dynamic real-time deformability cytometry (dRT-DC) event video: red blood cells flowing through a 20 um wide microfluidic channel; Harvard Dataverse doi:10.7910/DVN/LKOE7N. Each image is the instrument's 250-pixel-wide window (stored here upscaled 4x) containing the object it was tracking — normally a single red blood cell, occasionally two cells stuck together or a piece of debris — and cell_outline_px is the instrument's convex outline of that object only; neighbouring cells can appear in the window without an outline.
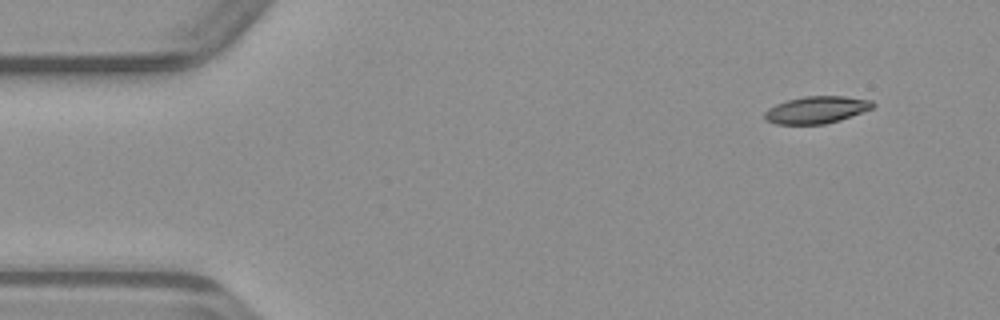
{"species": "common noctule bat (a hibernating species)", "species_latin": "Nyctalus noctula", "temperature_condition": "warm", "stored_images_in_passage": 46, "camera_frame_rate_fps": 3000, "um_per_image_px": 0.085, "animal": {"sex": "male", "body_mass_g": 23.1, "forearm_length_mm": 52.7}, "frame": {"image": 1, "passage_image": 1, "time_ms": 0.0, "image_size_px": [1000, 320], "cell_outline_px": [[876, 104], [872, 108], [840, 120], [824, 124], [776, 124], [764, 120], [764, 112], [768, 108], [776, 104], [788, 100], [804, 96], [844, 96], [872, 100]], "centroid_in_image_um": [69.38, 9.33], "position_along_channel_um": 15.6, "area_um2": 17.11}}
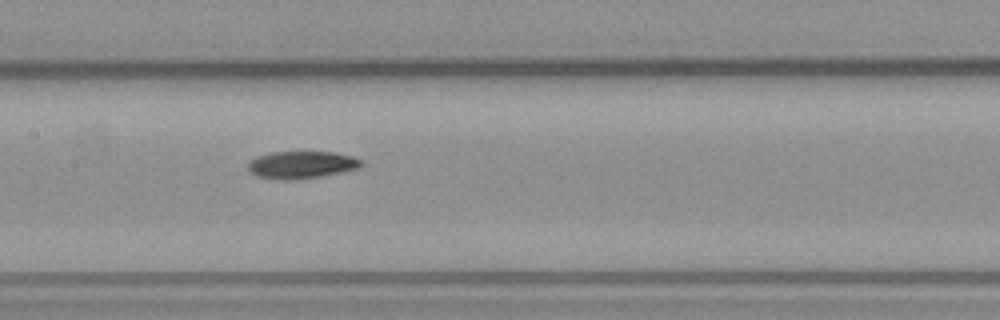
{"frame": {"image": 2, "passage_image": 20, "time_ms": 6.333, "image_size_px": [1000, 320], "cell_outline_px": [[364, 164], [356, 168], [340, 172], [320, 176], [292, 180], [284, 180], [260, 176], [252, 172], [248, 168], [248, 164], [256, 156], [272, 152], [336, 152], [352, 156], [360, 160]], "centroid_in_image_um": [25.64, 13.99], "position_along_channel_um": 181.8, "area_um2": 17.69}}
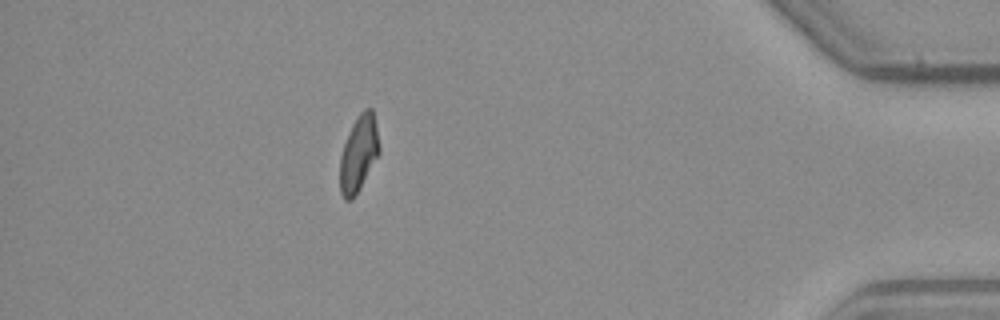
{"frame": {"image": 3, "passage_image": 40, "time_ms": 13.0, "image_size_px": [1000, 320], "cell_outline_px": [[380, 152], [356, 196], [352, 200], [344, 200], [340, 192], [340, 156], [344, 144], [352, 124], [360, 112], [364, 108], [372, 108], [380, 148]], "centroid_in_image_um": [30.48, 13.09], "position_along_channel_um": 404.7, "area_um2": 17.4}}